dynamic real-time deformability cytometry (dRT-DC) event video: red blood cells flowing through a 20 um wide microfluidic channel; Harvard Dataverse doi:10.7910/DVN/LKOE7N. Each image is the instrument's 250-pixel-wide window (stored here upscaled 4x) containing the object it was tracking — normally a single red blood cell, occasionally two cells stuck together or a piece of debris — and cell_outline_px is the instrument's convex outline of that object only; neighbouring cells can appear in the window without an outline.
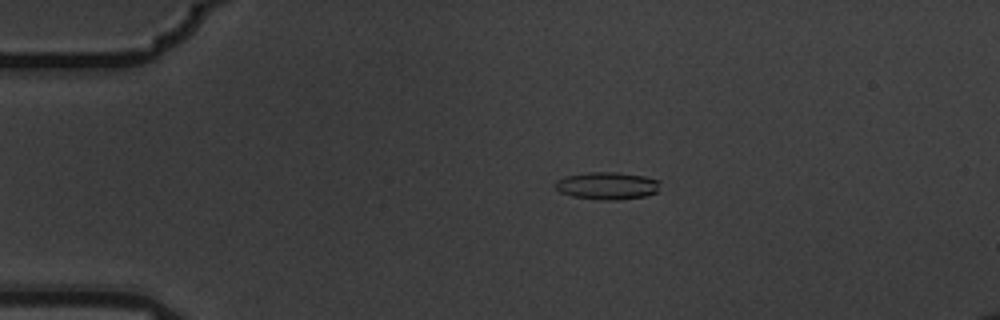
{"species": "common noctule bat (a hibernating species)", "species_latin": "Nyctalus noctula", "temperature_condition": "warm", "stored_images_in_passage": 10, "camera_frame_rate_fps": 3000, "um_per_image_px": 0.085, "animal": {"sex": "male", "body_mass_g": 19.5, "forearm_length_mm": 54.6}, "frame": {"image": 1, "passage_image": 4, "time_ms": 1.0, "image_size_px": [1000, 320], "cell_outline_px": [[660, 180], [656, 192], [644, 196], [616, 200], [604, 200], [572, 196], [560, 192], [556, 188], [556, 180], [564, 176], [588, 172], [616, 172], [644, 176]], "centroid_in_image_um": [51.59, 15.78], "position_along_channel_um": 33.4, "area_um2": 16.65}}
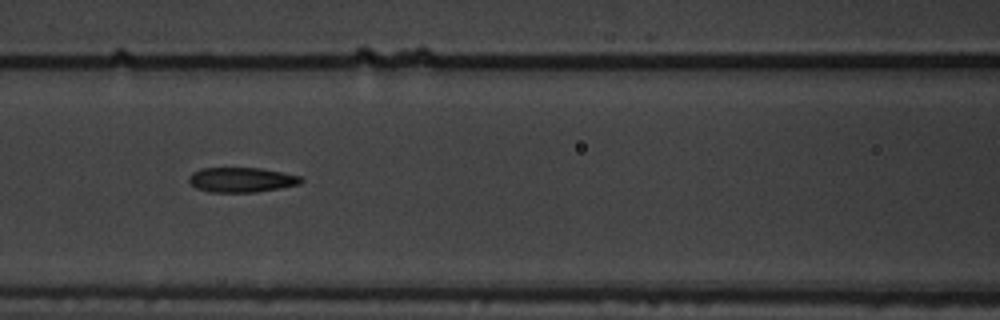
{"frame": {"image": 2, "passage_image": 7, "time_ms": 2.0, "image_size_px": [1000, 320], "cell_outline_px": [[304, 180], [300, 184], [280, 188], [256, 192], [208, 192], [196, 188], [188, 180], [188, 176], [192, 172], [200, 168], [260, 168], [300, 176]], "centroid_in_image_um": [20.5, 15.28], "position_along_channel_um": 146.1, "area_um2": 16.24}}
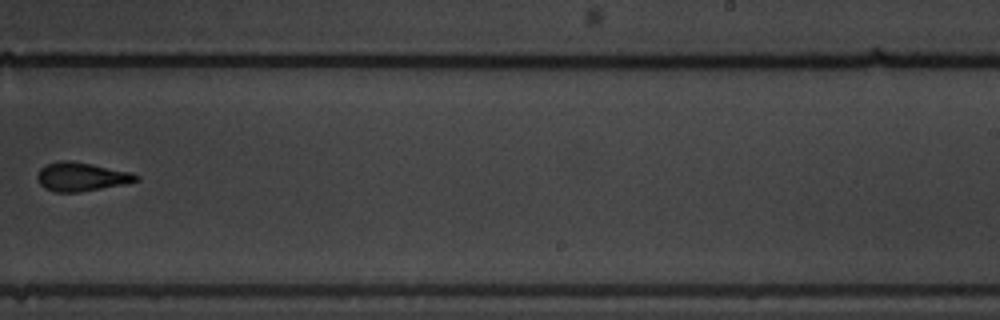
{"frame": {"image": 3, "passage_image": 10, "time_ms": 3.0, "image_size_px": [1000, 320], "cell_outline_px": [[140, 180], [124, 184], [80, 192], [56, 192], [44, 188], [40, 184], [36, 176], [40, 168], [44, 164], [60, 160], [68, 160], [92, 164], [132, 172], [140, 176]], "centroid_in_image_um": [6.91, 15.01], "position_along_channel_um": 282.1, "area_um2": 16.7}}